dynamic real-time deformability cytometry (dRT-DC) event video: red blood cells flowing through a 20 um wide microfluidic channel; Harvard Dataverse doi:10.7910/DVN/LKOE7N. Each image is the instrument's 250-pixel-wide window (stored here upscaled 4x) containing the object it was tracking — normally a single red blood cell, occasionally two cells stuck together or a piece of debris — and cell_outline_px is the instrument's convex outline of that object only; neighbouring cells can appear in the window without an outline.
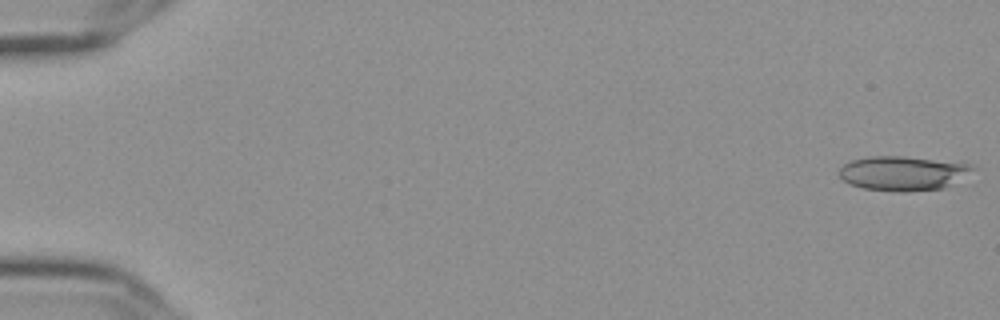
{"species": "Egyptian fruit bat (a non-hibernating species)", "species_latin": "Rousettus aegyptiacus", "temperature_condition": "cold", "stored_images_in_passage": 56, "camera_frame_rate_fps": 3000, "um_per_image_px": 0.085, "frame": {"image": 1, "passage_image": 1, "time_ms": 0.0, "image_size_px": [1000, 320], "cell_outline_px": [[980, 168], [952, 184], [944, 188], [908, 192], [900, 192], [864, 188], [848, 184], [840, 176], [840, 168], [844, 164], [852, 160], [868, 156], [904, 156], [972, 164]], "centroid_in_image_um": [76.8, 14.72], "position_along_channel_um": 8.2, "area_um2": 26.99}}
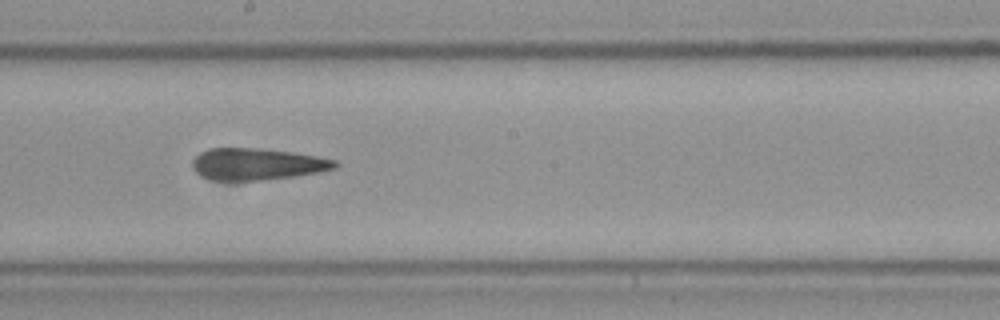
{"frame": {"image": 2, "passage_image": 32, "time_ms": 10.333, "image_size_px": [1000, 320], "cell_outline_px": [[340, 164], [336, 168], [316, 172], [292, 176], [260, 180], [212, 180], [196, 172], [192, 168], [192, 160], [200, 152], [208, 148], [260, 148], [292, 152], [316, 156], [336, 160]], "centroid_in_image_um": [21.83, 13.93], "position_along_channel_um": 226.4, "area_um2": 26.18}}
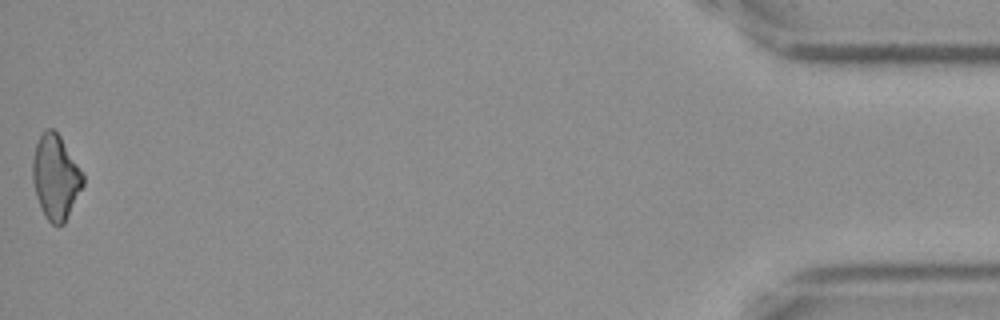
{"frame": {"image": 3, "passage_image": 56, "time_ms": 18.333, "image_size_px": [1000, 320], "cell_outline_px": [[84, 184], [64, 224], [52, 224], [44, 216], [36, 196], [32, 180], [32, 160], [36, 144], [40, 136], [48, 128], [52, 128], [60, 136], [84, 172]], "centroid_in_image_um": [4.74, 15.05], "position_along_channel_um": 430.5, "area_um2": 24.85}}